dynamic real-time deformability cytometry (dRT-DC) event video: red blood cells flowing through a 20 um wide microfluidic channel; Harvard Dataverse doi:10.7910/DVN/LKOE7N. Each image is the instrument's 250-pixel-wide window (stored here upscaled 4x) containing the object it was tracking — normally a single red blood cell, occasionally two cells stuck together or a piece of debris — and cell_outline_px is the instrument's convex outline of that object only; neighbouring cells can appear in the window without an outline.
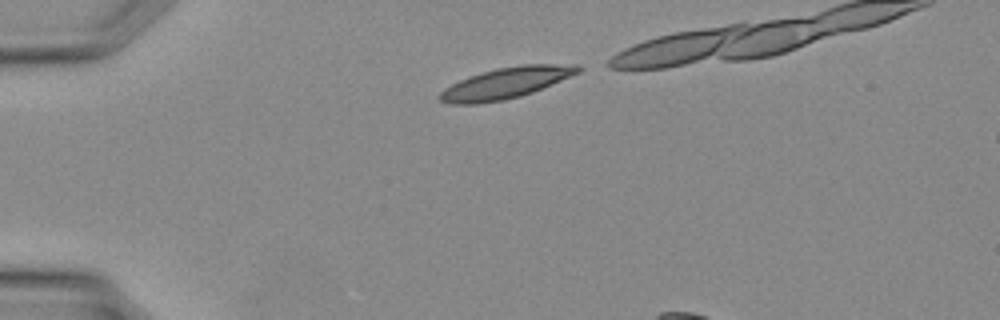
{"species": "Egyptian fruit bat (a non-hibernating species)", "species_latin": "Rousettus aegyptiacus", "temperature_condition": "warm", "stored_images_in_passage": 7, "camera_frame_rate_fps": 3000, "um_per_image_px": 0.085, "animal": {"sex": "female"}, "frame": {"image": 1, "passage_image": 1, "time_ms": 0.0, "image_size_px": [1000, 320], "cell_outline_px": [[584, 68], [580, 72], [532, 92], [520, 96], [504, 100], [476, 104], [452, 104], [440, 100], [436, 96], [444, 88], [468, 76], [496, 68], [520, 64], [580, 64]], "centroid_in_image_um": [43.0, 7.04], "position_along_channel_um": 42.0, "area_um2": 25.09}}
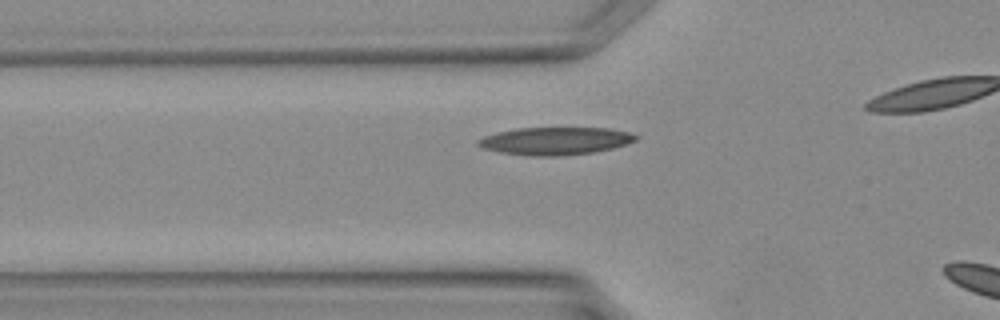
{"frame": {"image": 2, "passage_image": 5, "time_ms": 1.333, "image_size_px": [1000, 320], "cell_outline_px": [[640, 136], [636, 140], [612, 148], [592, 152], [560, 156], [524, 156], [500, 152], [484, 148], [476, 144], [476, 140], [484, 136], [496, 132], [516, 128], [608, 128], [632, 132]], "centroid_in_image_um": [47.18, 11.98], "position_along_channel_um": 78.6, "area_um2": 25.55}}